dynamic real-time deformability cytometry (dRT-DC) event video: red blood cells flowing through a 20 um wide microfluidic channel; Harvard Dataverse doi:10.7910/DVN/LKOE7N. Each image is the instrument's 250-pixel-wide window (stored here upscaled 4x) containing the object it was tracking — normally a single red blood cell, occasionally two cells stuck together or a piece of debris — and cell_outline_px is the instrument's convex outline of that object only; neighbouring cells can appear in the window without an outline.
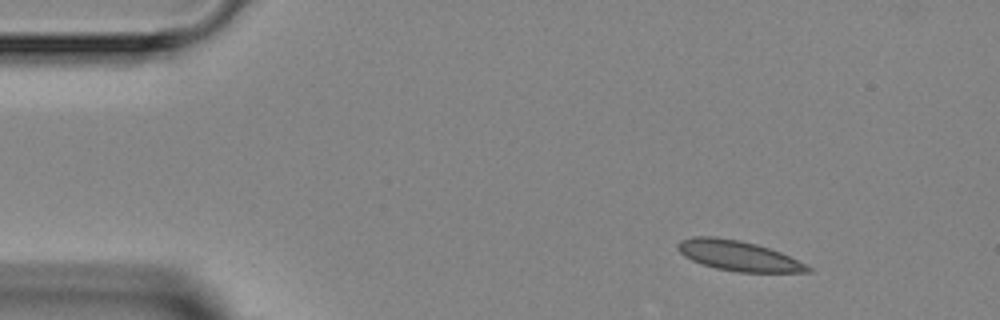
{"species": "Egyptian fruit bat (a non-hibernating species)", "species_latin": "Rousettus aegyptiacus", "temperature_condition": "room temperature", "stored_images_in_passage": 4, "segment_of_instrument_passage": [1, 2], "camera_frame_rate_fps": 3000, "um_per_image_px": 0.085, "animal": {"sex": "female"}, "frame": {"image": 1, "passage_image": 1, "time_ms": 0.0, "image_size_px": [1000, 320], "cell_outline_px": [[812, 272], [740, 272], [716, 268], [692, 260], [684, 256], [676, 248], [676, 244], [680, 240], [692, 236], [716, 236], [740, 240], [756, 244], [780, 252], [812, 268]], "centroid_in_image_um": [62.7, 21.72], "position_along_channel_um": 22.3, "area_um2": 22.66}}